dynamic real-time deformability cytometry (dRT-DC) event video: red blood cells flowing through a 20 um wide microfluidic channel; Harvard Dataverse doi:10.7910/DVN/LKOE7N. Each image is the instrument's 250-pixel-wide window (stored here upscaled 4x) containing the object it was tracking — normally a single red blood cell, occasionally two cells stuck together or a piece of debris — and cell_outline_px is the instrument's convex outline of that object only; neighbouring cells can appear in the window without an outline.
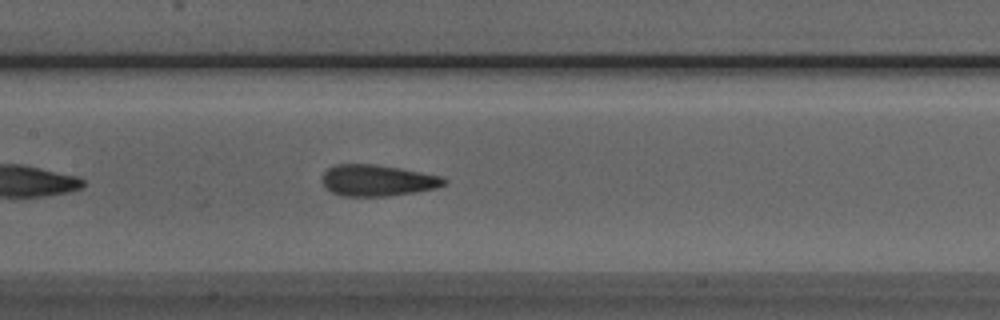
{"species": "Egyptian fruit bat (a non-hibernating species)", "species_latin": "Rousettus aegyptiacus", "temperature_condition": "room temperature", "stored_images_in_passage": 20, "camera_frame_rate_fps": 3000, "um_per_image_px": 0.085, "animal": {"sex": "male"}, "frame": {"image": 1, "passage_image": 12, "time_ms": 3.667, "image_size_px": [1000, 320], "cell_outline_px": [[448, 184], [436, 188], [416, 192], [388, 196], [340, 196], [324, 188], [320, 180], [324, 172], [328, 168], [336, 164], [376, 164], [400, 168], [440, 176], [448, 180]], "centroid_in_image_um": [32.06, 15.34], "position_along_channel_um": 175.3, "area_um2": 22.54}}
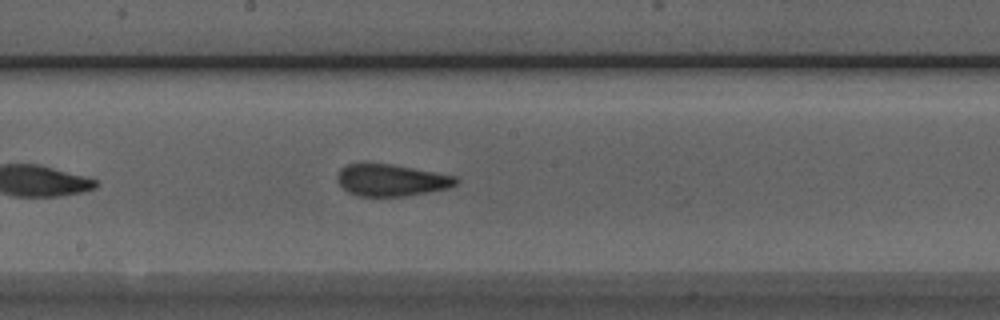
{"frame": {"image": 2, "passage_image": 15, "time_ms": 4.667, "image_size_px": [1000, 320], "cell_outline_px": [[460, 180], [456, 184], [448, 188], [428, 192], [404, 196], [356, 196], [348, 192], [336, 180], [336, 176], [340, 168], [348, 164], [364, 160], [392, 164], [456, 176]], "centroid_in_image_um": [33.2, 15.28], "position_along_channel_um": 215.0, "area_um2": 22.6}}